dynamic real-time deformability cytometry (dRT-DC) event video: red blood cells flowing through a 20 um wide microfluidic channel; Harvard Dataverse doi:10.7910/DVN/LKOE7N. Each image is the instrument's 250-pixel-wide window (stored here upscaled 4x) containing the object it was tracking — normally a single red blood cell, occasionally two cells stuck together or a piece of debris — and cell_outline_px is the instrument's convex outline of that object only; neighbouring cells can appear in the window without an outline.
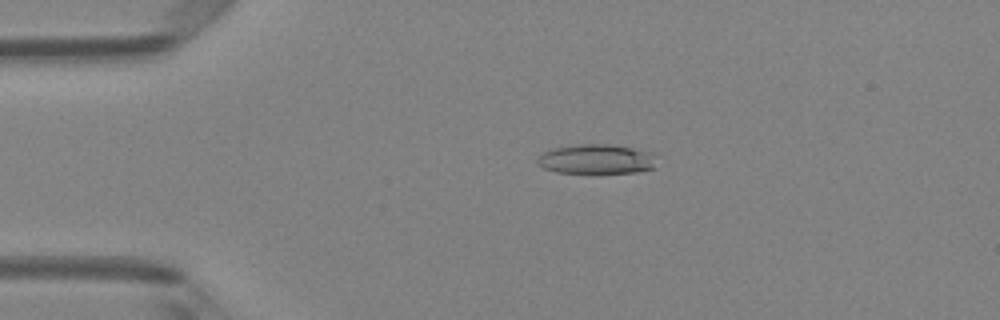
{"species": "Egyptian fruit bat (a non-hibernating species)", "species_latin": "Rousettus aegyptiacus", "temperature_condition": "room temperature", "stored_images_in_passage": 6, "camera_frame_rate_fps": 3000, "um_per_image_px": 0.085, "animal": {"sex": "female"}, "frame": {"image": 1, "passage_image": 4, "time_ms": 1.0, "image_size_px": [1000, 320], "cell_outline_px": [[656, 168], [636, 172], [556, 172], [544, 168], [536, 160], [544, 152], [552, 148], [580, 144], [608, 144], [656, 152]], "centroid_in_image_um": [50.78, 13.51], "position_along_channel_um": 34.2, "area_um2": 20.52}}